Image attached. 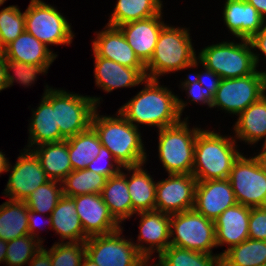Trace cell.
<instances>
[{
	"label": "cell",
	"mask_w": 266,
	"mask_h": 266,
	"mask_svg": "<svg viewBox=\"0 0 266 266\" xmlns=\"http://www.w3.org/2000/svg\"><path fill=\"white\" fill-rule=\"evenodd\" d=\"M72 170H83L99 154L101 142L90 126L87 130L67 139Z\"/></svg>",
	"instance_id": "4dcf8cb0"
},
{
	"label": "cell",
	"mask_w": 266,
	"mask_h": 266,
	"mask_svg": "<svg viewBox=\"0 0 266 266\" xmlns=\"http://www.w3.org/2000/svg\"><path fill=\"white\" fill-rule=\"evenodd\" d=\"M158 82V79L146 78L145 87L118 109L137 128L139 124H144L159 130L181 121L187 102Z\"/></svg>",
	"instance_id": "6da1fadb"
},
{
	"label": "cell",
	"mask_w": 266,
	"mask_h": 266,
	"mask_svg": "<svg viewBox=\"0 0 266 266\" xmlns=\"http://www.w3.org/2000/svg\"><path fill=\"white\" fill-rule=\"evenodd\" d=\"M28 264L29 266H52L50 255L44 247L39 249Z\"/></svg>",
	"instance_id": "7dc6e473"
},
{
	"label": "cell",
	"mask_w": 266,
	"mask_h": 266,
	"mask_svg": "<svg viewBox=\"0 0 266 266\" xmlns=\"http://www.w3.org/2000/svg\"><path fill=\"white\" fill-rule=\"evenodd\" d=\"M250 3L258 13L266 19V0H245Z\"/></svg>",
	"instance_id": "681fc988"
},
{
	"label": "cell",
	"mask_w": 266,
	"mask_h": 266,
	"mask_svg": "<svg viewBox=\"0 0 266 266\" xmlns=\"http://www.w3.org/2000/svg\"><path fill=\"white\" fill-rule=\"evenodd\" d=\"M60 183V184H59ZM58 185H60L58 187ZM63 196L62 182L49 180L32 192L25 200L28 209L40 216L54 210L59 199Z\"/></svg>",
	"instance_id": "d590c367"
},
{
	"label": "cell",
	"mask_w": 266,
	"mask_h": 266,
	"mask_svg": "<svg viewBox=\"0 0 266 266\" xmlns=\"http://www.w3.org/2000/svg\"><path fill=\"white\" fill-rule=\"evenodd\" d=\"M234 125L235 137L248 144L264 138L266 144V95L241 112Z\"/></svg>",
	"instance_id": "4316f807"
},
{
	"label": "cell",
	"mask_w": 266,
	"mask_h": 266,
	"mask_svg": "<svg viewBox=\"0 0 266 266\" xmlns=\"http://www.w3.org/2000/svg\"><path fill=\"white\" fill-rule=\"evenodd\" d=\"M7 241L0 239V263H3L6 258Z\"/></svg>",
	"instance_id": "f907efd6"
},
{
	"label": "cell",
	"mask_w": 266,
	"mask_h": 266,
	"mask_svg": "<svg viewBox=\"0 0 266 266\" xmlns=\"http://www.w3.org/2000/svg\"><path fill=\"white\" fill-rule=\"evenodd\" d=\"M8 88L6 80V70L4 63V54L0 51V91Z\"/></svg>",
	"instance_id": "c3c4849f"
},
{
	"label": "cell",
	"mask_w": 266,
	"mask_h": 266,
	"mask_svg": "<svg viewBox=\"0 0 266 266\" xmlns=\"http://www.w3.org/2000/svg\"><path fill=\"white\" fill-rule=\"evenodd\" d=\"M95 58L94 78L95 83L104 92H112L116 88L135 87L144 84L146 68H129L103 57Z\"/></svg>",
	"instance_id": "44dd1931"
},
{
	"label": "cell",
	"mask_w": 266,
	"mask_h": 266,
	"mask_svg": "<svg viewBox=\"0 0 266 266\" xmlns=\"http://www.w3.org/2000/svg\"><path fill=\"white\" fill-rule=\"evenodd\" d=\"M28 234V206L25 201L9 199L1 204L0 239L9 241Z\"/></svg>",
	"instance_id": "f546056e"
},
{
	"label": "cell",
	"mask_w": 266,
	"mask_h": 266,
	"mask_svg": "<svg viewBox=\"0 0 266 266\" xmlns=\"http://www.w3.org/2000/svg\"><path fill=\"white\" fill-rule=\"evenodd\" d=\"M187 119L158 131L159 158L168 174H192L195 140L201 128H189Z\"/></svg>",
	"instance_id": "8992f818"
},
{
	"label": "cell",
	"mask_w": 266,
	"mask_h": 266,
	"mask_svg": "<svg viewBox=\"0 0 266 266\" xmlns=\"http://www.w3.org/2000/svg\"><path fill=\"white\" fill-rule=\"evenodd\" d=\"M107 178L88 169L72 170L62 181L63 195L101 194Z\"/></svg>",
	"instance_id": "836d02e7"
},
{
	"label": "cell",
	"mask_w": 266,
	"mask_h": 266,
	"mask_svg": "<svg viewBox=\"0 0 266 266\" xmlns=\"http://www.w3.org/2000/svg\"><path fill=\"white\" fill-rule=\"evenodd\" d=\"M113 162L115 163L114 165ZM86 169L101 174L108 179L119 174L122 170V166L114 158L112 153L106 147L102 146L99 154L86 167Z\"/></svg>",
	"instance_id": "60d3db41"
},
{
	"label": "cell",
	"mask_w": 266,
	"mask_h": 266,
	"mask_svg": "<svg viewBox=\"0 0 266 266\" xmlns=\"http://www.w3.org/2000/svg\"><path fill=\"white\" fill-rule=\"evenodd\" d=\"M237 204L229 179L197 181L194 210L215 221L227 208Z\"/></svg>",
	"instance_id": "2e32d148"
},
{
	"label": "cell",
	"mask_w": 266,
	"mask_h": 266,
	"mask_svg": "<svg viewBox=\"0 0 266 266\" xmlns=\"http://www.w3.org/2000/svg\"><path fill=\"white\" fill-rule=\"evenodd\" d=\"M10 162L5 157V154L0 151V174L3 172H7V167Z\"/></svg>",
	"instance_id": "816d5d0a"
},
{
	"label": "cell",
	"mask_w": 266,
	"mask_h": 266,
	"mask_svg": "<svg viewBox=\"0 0 266 266\" xmlns=\"http://www.w3.org/2000/svg\"><path fill=\"white\" fill-rule=\"evenodd\" d=\"M24 14L25 31L47 47L71 44L74 38L71 25L57 8L41 0H31Z\"/></svg>",
	"instance_id": "ba28073f"
},
{
	"label": "cell",
	"mask_w": 266,
	"mask_h": 266,
	"mask_svg": "<svg viewBox=\"0 0 266 266\" xmlns=\"http://www.w3.org/2000/svg\"><path fill=\"white\" fill-rule=\"evenodd\" d=\"M116 116H99L97 109L94 111L91 127L95 130L102 146L112 153L122 167L145 163L147 153L139 129L119 111Z\"/></svg>",
	"instance_id": "7a4b0ae2"
},
{
	"label": "cell",
	"mask_w": 266,
	"mask_h": 266,
	"mask_svg": "<svg viewBox=\"0 0 266 266\" xmlns=\"http://www.w3.org/2000/svg\"><path fill=\"white\" fill-rule=\"evenodd\" d=\"M25 31V14L18 6L0 10V51Z\"/></svg>",
	"instance_id": "74e56055"
},
{
	"label": "cell",
	"mask_w": 266,
	"mask_h": 266,
	"mask_svg": "<svg viewBox=\"0 0 266 266\" xmlns=\"http://www.w3.org/2000/svg\"><path fill=\"white\" fill-rule=\"evenodd\" d=\"M99 97H88L55 89V118L60 134L66 140L91 126Z\"/></svg>",
	"instance_id": "7c38bea8"
},
{
	"label": "cell",
	"mask_w": 266,
	"mask_h": 266,
	"mask_svg": "<svg viewBox=\"0 0 266 266\" xmlns=\"http://www.w3.org/2000/svg\"><path fill=\"white\" fill-rule=\"evenodd\" d=\"M158 259L161 266H222L221 254H205L171 245Z\"/></svg>",
	"instance_id": "e575fe53"
},
{
	"label": "cell",
	"mask_w": 266,
	"mask_h": 266,
	"mask_svg": "<svg viewBox=\"0 0 266 266\" xmlns=\"http://www.w3.org/2000/svg\"><path fill=\"white\" fill-rule=\"evenodd\" d=\"M234 43L223 41L203 48L197 60L202 66L218 74L221 79H233L253 74L258 67L259 55L250 40Z\"/></svg>",
	"instance_id": "5b68a950"
},
{
	"label": "cell",
	"mask_w": 266,
	"mask_h": 266,
	"mask_svg": "<svg viewBox=\"0 0 266 266\" xmlns=\"http://www.w3.org/2000/svg\"><path fill=\"white\" fill-rule=\"evenodd\" d=\"M148 263H149V259H146L141 266H148ZM149 266H161L160 263H156L154 265H149Z\"/></svg>",
	"instance_id": "11a10c76"
},
{
	"label": "cell",
	"mask_w": 266,
	"mask_h": 266,
	"mask_svg": "<svg viewBox=\"0 0 266 266\" xmlns=\"http://www.w3.org/2000/svg\"><path fill=\"white\" fill-rule=\"evenodd\" d=\"M249 238L266 240V206L250 208Z\"/></svg>",
	"instance_id": "7bdbcfd3"
},
{
	"label": "cell",
	"mask_w": 266,
	"mask_h": 266,
	"mask_svg": "<svg viewBox=\"0 0 266 266\" xmlns=\"http://www.w3.org/2000/svg\"><path fill=\"white\" fill-rule=\"evenodd\" d=\"M2 52L8 59L28 64L51 65L57 57L49 47L26 31L9 43Z\"/></svg>",
	"instance_id": "cb8c5ba5"
},
{
	"label": "cell",
	"mask_w": 266,
	"mask_h": 266,
	"mask_svg": "<svg viewBox=\"0 0 266 266\" xmlns=\"http://www.w3.org/2000/svg\"><path fill=\"white\" fill-rule=\"evenodd\" d=\"M236 139L201 129L195 140L192 175L197 181L227 179L241 152Z\"/></svg>",
	"instance_id": "3957f363"
},
{
	"label": "cell",
	"mask_w": 266,
	"mask_h": 266,
	"mask_svg": "<svg viewBox=\"0 0 266 266\" xmlns=\"http://www.w3.org/2000/svg\"><path fill=\"white\" fill-rule=\"evenodd\" d=\"M250 207L236 204L227 208L214 221L216 245H228L227 250L249 238Z\"/></svg>",
	"instance_id": "603a6c76"
},
{
	"label": "cell",
	"mask_w": 266,
	"mask_h": 266,
	"mask_svg": "<svg viewBox=\"0 0 266 266\" xmlns=\"http://www.w3.org/2000/svg\"><path fill=\"white\" fill-rule=\"evenodd\" d=\"M223 20L235 37L250 40L264 26L266 19L245 0H226Z\"/></svg>",
	"instance_id": "7402d4cb"
},
{
	"label": "cell",
	"mask_w": 266,
	"mask_h": 266,
	"mask_svg": "<svg viewBox=\"0 0 266 266\" xmlns=\"http://www.w3.org/2000/svg\"><path fill=\"white\" fill-rule=\"evenodd\" d=\"M46 251L50 255L52 266H80L85 256V242L61 243L59 241Z\"/></svg>",
	"instance_id": "ab89813d"
},
{
	"label": "cell",
	"mask_w": 266,
	"mask_h": 266,
	"mask_svg": "<svg viewBox=\"0 0 266 266\" xmlns=\"http://www.w3.org/2000/svg\"><path fill=\"white\" fill-rule=\"evenodd\" d=\"M250 42L255 51L260 50L266 57V22L263 28L250 39Z\"/></svg>",
	"instance_id": "bcb514c9"
},
{
	"label": "cell",
	"mask_w": 266,
	"mask_h": 266,
	"mask_svg": "<svg viewBox=\"0 0 266 266\" xmlns=\"http://www.w3.org/2000/svg\"><path fill=\"white\" fill-rule=\"evenodd\" d=\"M162 7L161 0H117L107 25L118 27L131 21L149 18L162 13Z\"/></svg>",
	"instance_id": "1f68e13d"
},
{
	"label": "cell",
	"mask_w": 266,
	"mask_h": 266,
	"mask_svg": "<svg viewBox=\"0 0 266 266\" xmlns=\"http://www.w3.org/2000/svg\"><path fill=\"white\" fill-rule=\"evenodd\" d=\"M136 214L141 216L140 230L138 243L134 242L133 244L146 259L150 260L154 252L157 251L156 253L159 256L170 246V214L158 210L144 211ZM145 243H147L146 246H144Z\"/></svg>",
	"instance_id": "e0dca14e"
},
{
	"label": "cell",
	"mask_w": 266,
	"mask_h": 266,
	"mask_svg": "<svg viewBox=\"0 0 266 266\" xmlns=\"http://www.w3.org/2000/svg\"><path fill=\"white\" fill-rule=\"evenodd\" d=\"M262 150L261 153H259L258 155H256L262 165V167L264 168L265 172H266V144H263L262 146Z\"/></svg>",
	"instance_id": "f5cc1de1"
},
{
	"label": "cell",
	"mask_w": 266,
	"mask_h": 266,
	"mask_svg": "<svg viewBox=\"0 0 266 266\" xmlns=\"http://www.w3.org/2000/svg\"><path fill=\"white\" fill-rule=\"evenodd\" d=\"M198 64L189 30L165 25L159 33L154 53L145 65L146 78L159 79L166 73L196 68Z\"/></svg>",
	"instance_id": "277c9868"
},
{
	"label": "cell",
	"mask_w": 266,
	"mask_h": 266,
	"mask_svg": "<svg viewBox=\"0 0 266 266\" xmlns=\"http://www.w3.org/2000/svg\"><path fill=\"white\" fill-rule=\"evenodd\" d=\"M197 180L192 174H168L156 184L155 210L167 214L194 208Z\"/></svg>",
	"instance_id": "4fadbf2b"
},
{
	"label": "cell",
	"mask_w": 266,
	"mask_h": 266,
	"mask_svg": "<svg viewBox=\"0 0 266 266\" xmlns=\"http://www.w3.org/2000/svg\"><path fill=\"white\" fill-rule=\"evenodd\" d=\"M84 233L90 237L109 234L121 228L110 213L101 194H84L72 197Z\"/></svg>",
	"instance_id": "9a60e30c"
},
{
	"label": "cell",
	"mask_w": 266,
	"mask_h": 266,
	"mask_svg": "<svg viewBox=\"0 0 266 266\" xmlns=\"http://www.w3.org/2000/svg\"><path fill=\"white\" fill-rule=\"evenodd\" d=\"M122 230L88 237L85 255L98 266H141L146 258L131 239L123 238Z\"/></svg>",
	"instance_id": "30bf717a"
},
{
	"label": "cell",
	"mask_w": 266,
	"mask_h": 266,
	"mask_svg": "<svg viewBox=\"0 0 266 266\" xmlns=\"http://www.w3.org/2000/svg\"><path fill=\"white\" fill-rule=\"evenodd\" d=\"M204 71L196 73L193 76L203 87H206L213 95H215L217 88L219 87L221 77L214 73L212 70L207 69L205 66Z\"/></svg>",
	"instance_id": "ee69618b"
},
{
	"label": "cell",
	"mask_w": 266,
	"mask_h": 266,
	"mask_svg": "<svg viewBox=\"0 0 266 266\" xmlns=\"http://www.w3.org/2000/svg\"><path fill=\"white\" fill-rule=\"evenodd\" d=\"M127 175L122 170L106 180L102 198L110 213L121 224L132 216V201L127 186Z\"/></svg>",
	"instance_id": "f1b7e54d"
},
{
	"label": "cell",
	"mask_w": 266,
	"mask_h": 266,
	"mask_svg": "<svg viewBox=\"0 0 266 266\" xmlns=\"http://www.w3.org/2000/svg\"><path fill=\"white\" fill-rule=\"evenodd\" d=\"M238 204L250 208L266 206V172L257 156H240L233 163L229 175Z\"/></svg>",
	"instance_id": "8fae6325"
},
{
	"label": "cell",
	"mask_w": 266,
	"mask_h": 266,
	"mask_svg": "<svg viewBox=\"0 0 266 266\" xmlns=\"http://www.w3.org/2000/svg\"><path fill=\"white\" fill-rule=\"evenodd\" d=\"M27 149L46 143L64 141L55 118V89L48 85L37 109L32 110Z\"/></svg>",
	"instance_id": "ac0fdd59"
},
{
	"label": "cell",
	"mask_w": 266,
	"mask_h": 266,
	"mask_svg": "<svg viewBox=\"0 0 266 266\" xmlns=\"http://www.w3.org/2000/svg\"><path fill=\"white\" fill-rule=\"evenodd\" d=\"M162 14L163 13H159L149 18L131 21L118 26L128 44L144 65L150 61L155 50L159 33L166 25L164 21H161Z\"/></svg>",
	"instance_id": "d6986e66"
},
{
	"label": "cell",
	"mask_w": 266,
	"mask_h": 266,
	"mask_svg": "<svg viewBox=\"0 0 266 266\" xmlns=\"http://www.w3.org/2000/svg\"><path fill=\"white\" fill-rule=\"evenodd\" d=\"M170 245L214 255L212 248L217 247L215 222L194 209L171 214Z\"/></svg>",
	"instance_id": "52a82bcc"
},
{
	"label": "cell",
	"mask_w": 266,
	"mask_h": 266,
	"mask_svg": "<svg viewBox=\"0 0 266 266\" xmlns=\"http://www.w3.org/2000/svg\"><path fill=\"white\" fill-rule=\"evenodd\" d=\"M6 0H0V6L5 3Z\"/></svg>",
	"instance_id": "9f6ffc18"
},
{
	"label": "cell",
	"mask_w": 266,
	"mask_h": 266,
	"mask_svg": "<svg viewBox=\"0 0 266 266\" xmlns=\"http://www.w3.org/2000/svg\"><path fill=\"white\" fill-rule=\"evenodd\" d=\"M92 41V50L98 57H103L129 68H146L128 44L118 27L106 25L96 33Z\"/></svg>",
	"instance_id": "ffe728a7"
},
{
	"label": "cell",
	"mask_w": 266,
	"mask_h": 266,
	"mask_svg": "<svg viewBox=\"0 0 266 266\" xmlns=\"http://www.w3.org/2000/svg\"><path fill=\"white\" fill-rule=\"evenodd\" d=\"M23 151L16 164L13 167L8 164L7 167V172H12L3 193L10 200L25 201L32 192L50 180L36 155L26 148Z\"/></svg>",
	"instance_id": "5bb4252c"
},
{
	"label": "cell",
	"mask_w": 266,
	"mask_h": 266,
	"mask_svg": "<svg viewBox=\"0 0 266 266\" xmlns=\"http://www.w3.org/2000/svg\"><path fill=\"white\" fill-rule=\"evenodd\" d=\"M37 212H34L30 209H28V232H29V235L32 236V237H36L37 240L42 244L43 243V240L42 238L36 234V229L38 230V226L40 224H38V219L37 218ZM39 218V217H38ZM48 223L51 225L52 227V220H51V217L49 216L48 219H47ZM41 227V226H39Z\"/></svg>",
	"instance_id": "f6af8a7d"
},
{
	"label": "cell",
	"mask_w": 266,
	"mask_h": 266,
	"mask_svg": "<svg viewBox=\"0 0 266 266\" xmlns=\"http://www.w3.org/2000/svg\"><path fill=\"white\" fill-rule=\"evenodd\" d=\"M52 227L60 235L61 243L85 242L88 236L84 233L72 197L62 196L51 215Z\"/></svg>",
	"instance_id": "d4e9b609"
},
{
	"label": "cell",
	"mask_w": 266,
	"mask_h": 266,
	"mask_svg": "<svg viewBox=\"0 0 266 266\" xmlns=\"http://www.w3.org/2000/svg\"><path fill=\"white\" fill-rule=\"evenodd\" d=\"M220 254L222 266H261L266 263V240L248 238Z\"/></svg>",
	"instance_id": "d6a6232c"
},
{
	"label": "cell",
	"mask_w": 266,
	"mask_h": 266,
	"mask_svg": "<svg viewBox=\"0 0 266 266\" xmlns=\"http://www.w3.org/2000/svg\"><path fill=\"white\" fill-rule=\"evenodd\" d=\"M43 245L34 237L24 235L7 241L4 263L8 266H22L30 262Z\"/></svg>",
	"instance_id": "8d00e7d4"
},
{
	"label": "cell",
	"mask_w": 266,
	"mask_h": 266,
	"mask_svg": "<svg viewBox=\"0 0 266 266\" xmlns=\"http://www.w3.org/2000/svg\"><path fill=\"white\" fill-rule=\"evenodd\" d=\"M80 266H98L95 264L90 258H88L86 255L82 258V261L80 263Z\"/></svg>",
	"instance_id": "db71d44e"
},
{
	"label": "cell",
	"mask_w": 266,
	"mask_h": 266,
	"mask_svg": "<svg viewBox=\"0 0 266 266\" xmlns=\"http://www.w3.org/2000/svg\"><path fill=\"white\" fill-rule=\"evenodd\" d=\"M30 150L36 155L50 180L62 182L72 171L67 139L35 146Z\"/></svg>",
	"instance_id": "83f0119b"
},
{
	"label": "cell",
	"mask_w": 266,
	"mask_h": 266,
	"mask_svg": "<svg viewBox=\"0 0 266 266\" xmlns=\"http://www.w3.org/2000/svg\"><path fill=\"white\" fill-rule=\"evenodd\" d=\"M143 164L137 166H126L123 169L132 171L131 177L127 176V186L132 201V215L155 210L156 184L152 176L144 170ZM129 178V179H128Z\"/></svg>",
	"instance_id": "484cf974"
},
{
	"label": "cell",
	"mask_w": 266,
	"mask_h": 266,
	"mask_svg": "<svg viewBox=\"0 0 266 266\" xmlns=\"http://www.w3.org/2000/svg\"><path fill=\"white\" fill-rule=\"evenodd\" d=\"M7 86H13L14 81L24 86L33 84L37 75L48 73L50 65L28 64L13 61L4 56ZM13 71L11 75L10 71Z\"/></svg>",
	"instance_id": "f35d334b"
},
{
	"label": "cell",
	"mask_w": 266,
	"mask_h": 266,
	"mask_svg": "<svg viewBox=\"0 0 266 266\" xmlns=\"http://www.w3.org/2000/svg\"><path fill=\"white\" fill-rule=\"evenodd\" d=\"M266 73L256 70L253 74L233 79H221L211 108L220 107L230 114L239 115L249 105L266 93Z\"/></svg>",
	"instance_id": "9c48e42d"
},
{
	"label": "cell",
	"mask_w": 266,
	"mask_h": 266,
	"mask_svg": "<svg viewBox=\"0 0 266 266\" xmlns=\"http://www.w3.org/2000/svg\"><path fill=\"white\" fill-rule=\"evenodd\" d=\"M188 78L181 82L182 88L187 92L188 99L191 102L206 104L211 108V103L213 102L214 95L206 88L203 87L192 75H188Z\"/></svg>",
	"instance_id": "b9f144b4"
}]
</instances>
